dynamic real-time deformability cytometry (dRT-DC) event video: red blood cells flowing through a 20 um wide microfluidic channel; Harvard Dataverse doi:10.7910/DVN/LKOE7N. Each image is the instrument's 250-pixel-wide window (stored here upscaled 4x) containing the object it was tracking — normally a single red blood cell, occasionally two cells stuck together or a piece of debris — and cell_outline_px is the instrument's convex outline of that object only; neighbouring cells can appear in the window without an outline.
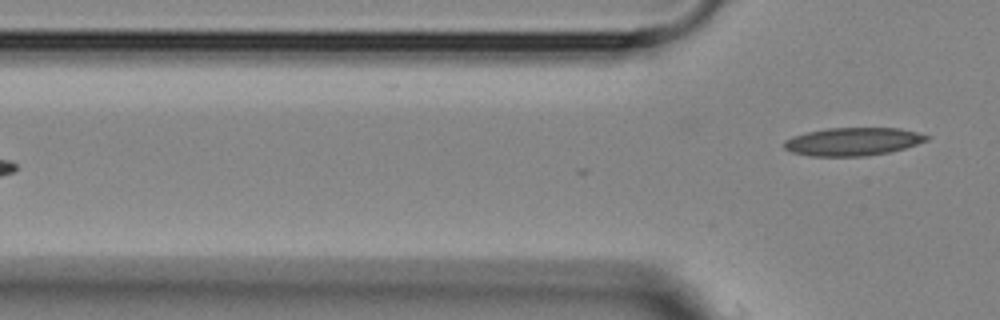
{"species": "Egyptian fruit bat (a non-hibernating species)", "species_latin": "Rousettus aegyptiacus", "temperature_condition": "room temperature", "stored_images_in_passage": 7, "segment_of_instrument_passage": [2, 2], "camera_frame_rate_fps": 3000, "um_per_image_px": 0.085, "animal": {"sex": "female"}, "frame": {"image": 1, "passage_image": 7, "time_ms": 6.667, "image_size_px": [1000, 320], "cell_outline_px": [[932, 136], [928, 140], [904, 148], [888, 152], [864, 156], [808, 156], [792, 152], [784, 148], [784, 140], [792, 136], [808, 132], [828, 128], [900, 128]], "centroid_in_image_um": [72.48, 12.03], "position_along_channel_um": 53.3, "area_um2": 23.24}}